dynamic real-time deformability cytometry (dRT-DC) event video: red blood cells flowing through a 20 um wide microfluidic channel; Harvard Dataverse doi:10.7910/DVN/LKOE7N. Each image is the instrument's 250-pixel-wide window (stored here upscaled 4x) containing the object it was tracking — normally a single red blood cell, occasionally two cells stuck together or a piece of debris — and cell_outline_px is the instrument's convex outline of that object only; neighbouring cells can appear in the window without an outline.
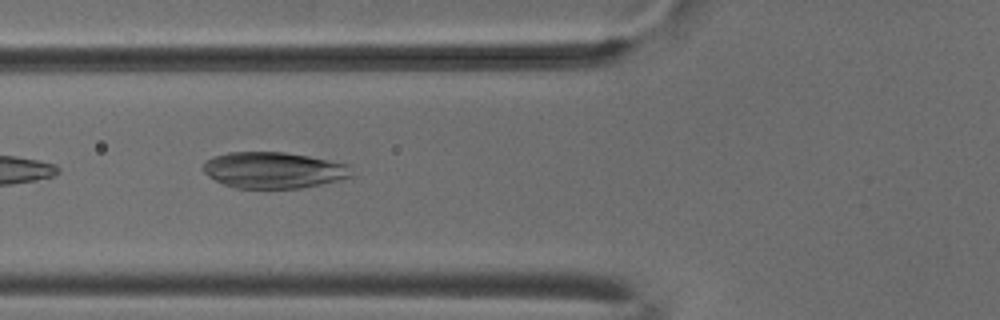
{"species": "common noctule bat (a hibernating species)", "species_latin": "Nyctalus noctula", "temperature_condition": "cold", "stored_images_in_passage": 7, "camera_frame_rate_fps": 3000, "um_per_image_px": 0.085, "animal": {"sex": "male", "body_mass_g": 18.8}, "frame": {"image": 1, "passage_image": 5, "time_ms": 1.333, "image_size_px": [1000, 320], "cell_outline_px": [[356, 176], [340, 180], [300, 188], [236, 188], [224, 184], [208, 176], [200, 168], [212, 156], [228, 152], [284, 152], [308, 156], [348, 164]], "centroid_in_image_um": [23.27, 14.46], "position_along_channel_um": 102.5, "area_um2": 31.44}}
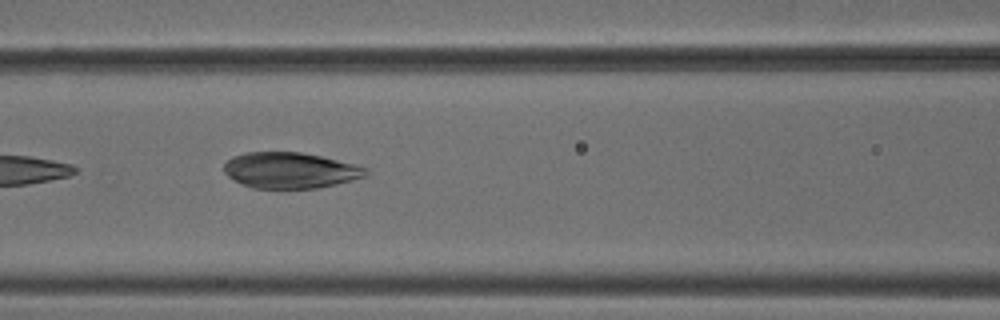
{"frame": {"image": 2, "passage_image": 6, "time_ms": 1.667, "image_size_px": [1000, 320], "cell_outline_px": [[368, 176], [320, 188], [252, 188], [240, 184], [228, 176], [224, 172], [224, 164], [232, 156], [244, 152], [300, 152], [320, 156], [356, 164], [368, 168]], "centroid_in_image_um": [24.67, 14.48], "position_along_channel_um": 141.9, "area_um2": 29.88}}
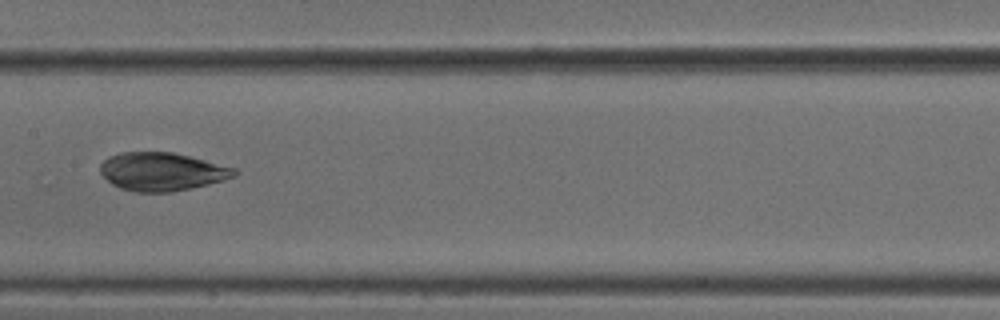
{"frame": {"image": 3, "passage_image": 7, "time_ms": 2.0, "image_size_px": [1000, 320], "cell_outline_px": [[240, 172], [236, 176], [224, 180], [192, 188], [172, 192], [136, 192], [120, 188], [112, 184], [100, 172], [100, 164], [108, 156], [120, 152], [172, 152], [236, 168]], "centroid_in_image_um": [13.77, 14.59], "position_along_channel_um": 193.6, "area_um2": 29.94}}